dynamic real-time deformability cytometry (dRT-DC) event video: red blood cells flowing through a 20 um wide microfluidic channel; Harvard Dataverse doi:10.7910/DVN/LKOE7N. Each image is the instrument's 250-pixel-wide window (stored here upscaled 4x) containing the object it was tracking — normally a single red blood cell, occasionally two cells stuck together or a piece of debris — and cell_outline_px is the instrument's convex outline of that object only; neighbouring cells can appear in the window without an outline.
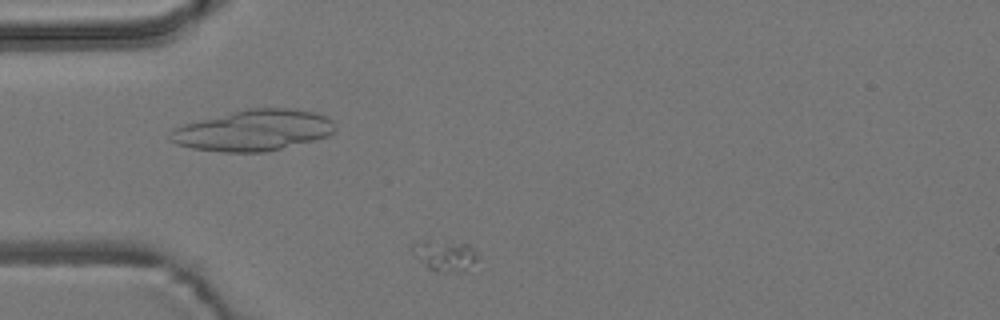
{"species": "common noctule bat (a hibernating species)", "species_latin": "Nyctalus noctula", "temperature_condition": "room temperature", "stored_images_in_passage": 7, "camera_frame_rate_fps": 3000, "um_per_image_px": 0.085, "animal": {"sex": "male", "body_mass_g": 19.2, "forearm_length_mm": 51.8}, "frame": {"image": 1, "passage_image": 5, "time_ms": 4.667, "image_size_px": [1000, 320], "cell_outline_px": [[484, 268], [480, 272], [448, 272], [428, 268], [416, 256], [412, 248], [412, 244], [424, 240], [428, 240], [468, 244], [480, 256]], "centroid_in_image_um": [38.09, 21.8], "position_along_channel_um": 46.9, "area_um2": 12.6}}
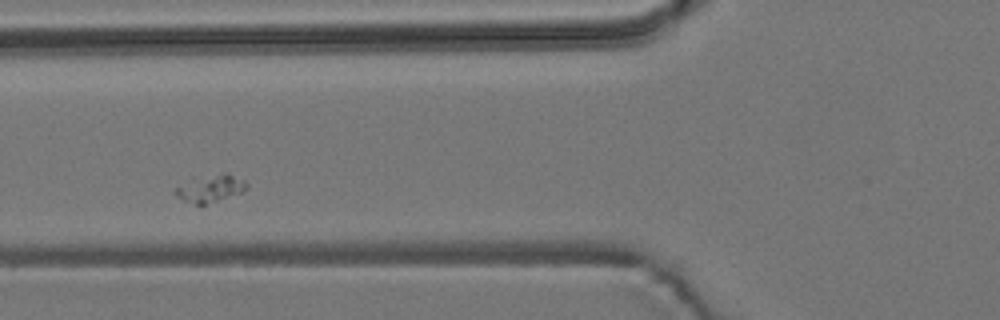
{"frame": {"image": 2, "passage_image": 7, "time_ms": 7.0, "image_size_px": [1000, 320], "cell_outline_px": [[248, 188], [240, 192], [204, 204], [196, 204], [184, 200], [176, 196], [176, 188], [192, 176], [220, 172], [228, 172], [244, 180], [248, 184]], "centroid_in_image_um": [17.88, 15.94], "position_along_channel_um": 107.9, "area_um2": 11.44}}